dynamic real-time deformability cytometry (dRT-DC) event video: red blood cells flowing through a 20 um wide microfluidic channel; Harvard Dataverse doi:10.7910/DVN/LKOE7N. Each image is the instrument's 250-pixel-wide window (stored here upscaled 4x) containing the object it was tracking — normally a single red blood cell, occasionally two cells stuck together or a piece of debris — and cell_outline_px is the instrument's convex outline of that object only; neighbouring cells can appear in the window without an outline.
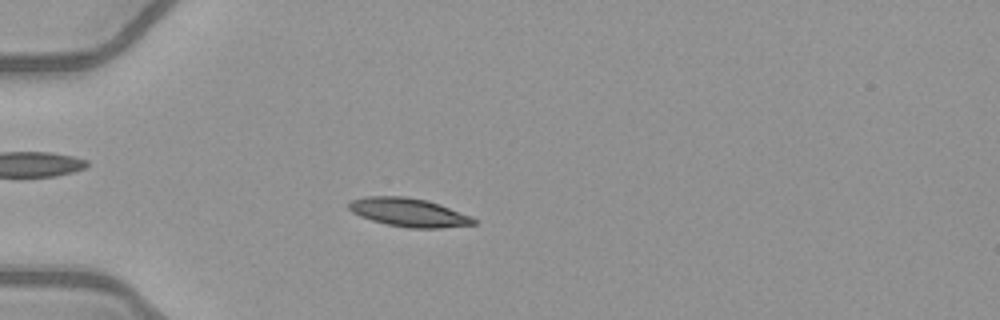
{"species": "common noctule bat (a hibernating species)", "species_latin": "Nyctalus noctula", "temperature_condition": "warm", "stored_images_in_passage": 52, "camera_frame_rate_fps": 3000, "um_per_image_px": 0.085, "animal": {"sex": "female", "body_mass_g": 21.9}, "frame": {"image": 1, "passage_image": 16, "time_ms": 5.0, "image_size_px": [1000, 320], "cell_outline_px": [[476, 224], [440, 228], [408, 228], [388, 224], [372, 220], [360, 216], [352, 212], [348, 208], [348, 204], [352, 200], [368, 196], [408, 196], [428, 200], [440, 204], [472, 216], [476, 220]], "centroid_in_image_um": [34.77, 18.05], "position_along_channel_um": 50.2, "area_um2": 20.81}}
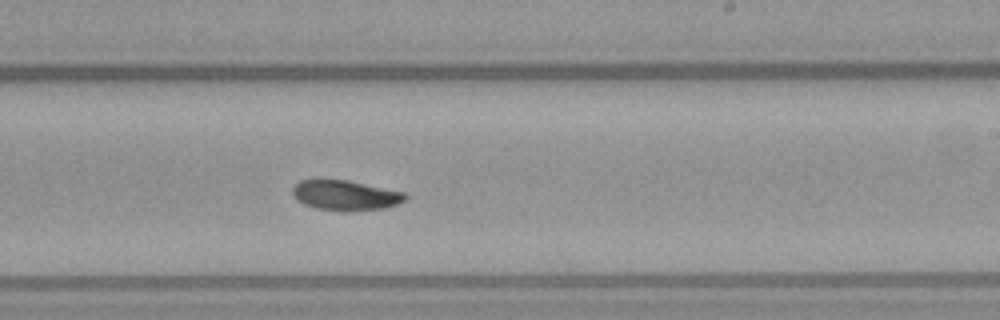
{"frame": {"image": 2, "passage_image": 33, "time_ms": 10.667, "image_size_px": [1000, 320], "cell_outline_px": [[408, 196], [400, 204], [384, 208], [348, 212], [344, 212], [316, 208], [304, 204], [296, 200], [292, 192], [292, 188], [300, 180], [348, 180], [404, 192]], "centroid_in_image_um": [29.37, 16.62], "position_along_channel_um": 259.6, "area_um2": 19.88}}
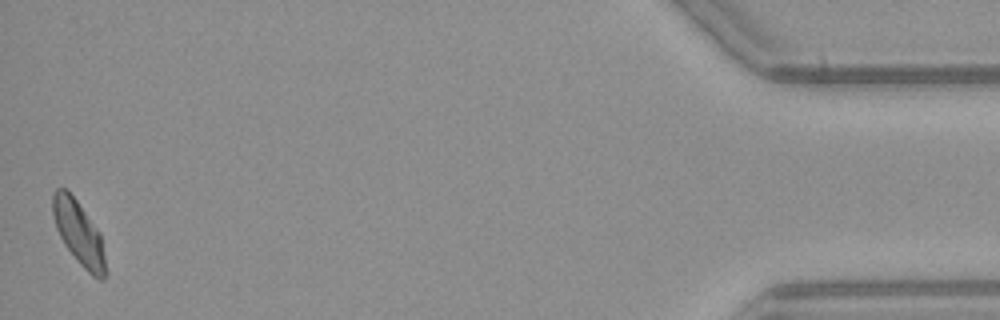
{"frame": {"image": 3, "passage_image": 52, "time_ms": 17.0, "image_size_px": [1000, 320], "cell_outline_px": [[104, 280], [100, 280], [92, 276], [80, 264], [64, 244], [56, 228], [52, 216], [52, 192], [56, 188], [64, 188], [76, 200], [100, 232], [104, 256]], "centroid_in_image_um": [6.66, 19.78], "position_along_channel_um": 428.5, "area_um2": 19.31}, "authors_computed_cell_mechanics": {"area_um2": 19.5653, "velocity_mm_per_s": 4.0443, "shape_relaxation_time_tau1_ms": 3.1512, "shape_relaxation_time_tau2_ms": null, "deformation_change_tau1": 0.1381, "deformation_change_tau2": null}}